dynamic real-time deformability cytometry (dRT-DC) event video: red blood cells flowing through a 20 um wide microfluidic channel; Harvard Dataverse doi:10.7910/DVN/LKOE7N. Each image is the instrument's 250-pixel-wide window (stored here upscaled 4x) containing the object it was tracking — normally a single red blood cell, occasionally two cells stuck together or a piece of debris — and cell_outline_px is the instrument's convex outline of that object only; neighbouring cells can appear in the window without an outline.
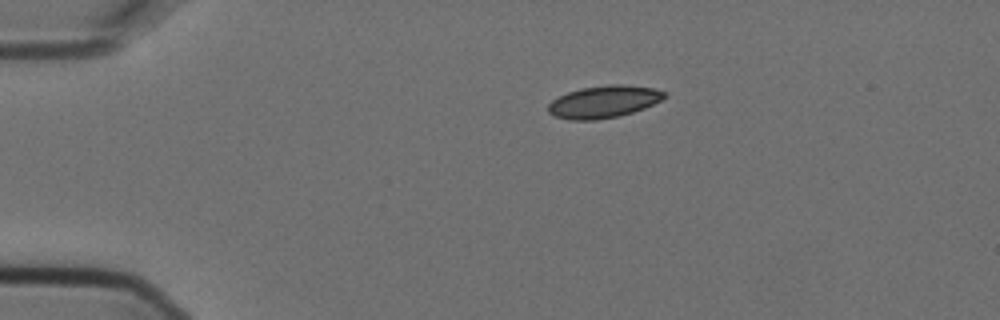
{"species": "Egyptian fruit bat (a non-hibernating species)", "species_latin": "Rousettus aegyptiacus", "temperature_condition": "cold", "stored_images_in_passage": 7, "camera_frame_rate_fps": 3000, "um_per_image_px": 0.085, "animal": {"sex": "female"}, "frame": {"image": 1, "passage_image": 1, "time_ms": 0.0, "image_size_px": [1000, 320], "cell_outline_px": [[668, 96], [644, 108], [632, 112], [616, 116], [596, 120], [568, 120], [556, 116], [548, 112], [548, 104], [552, 100], [568, 92], [580, 88], [608, 84], [624, 84], [652, 88], [668, 92]], "centroid_in_image_um": [51.32, 8.64], "position_along_channel_um": 33.7, "area_um2": 21.79}}
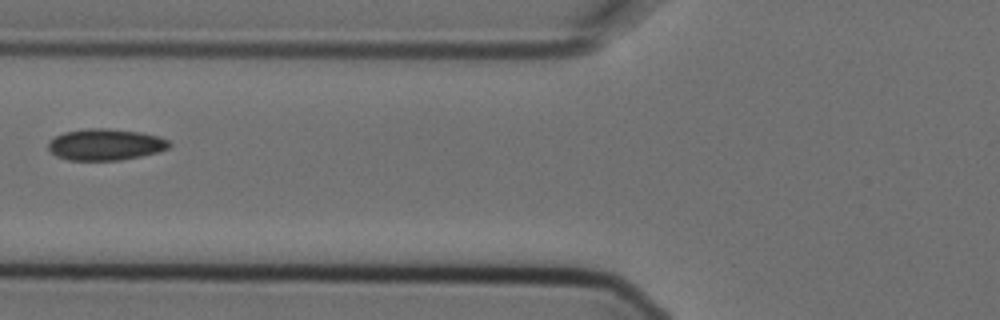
{"frame": {"image": 2, "passage_image": 4, "time_ms": 1.0, "image_size_px": [1000, 320], "cell_outline_px": [[172, 144], [168, 148], [156, 152], [140, 156], [120, 160], [68, 160], [56, 156], [48, 148], [48, 140], [64, 132], [88, 128], [108, 128], [140, 132], [160, 136], [168, 140]], "centroid_in_image_um": [8.95, 12.28], "position_along_channel_um": 116.8, "area_um2": 22.2}}
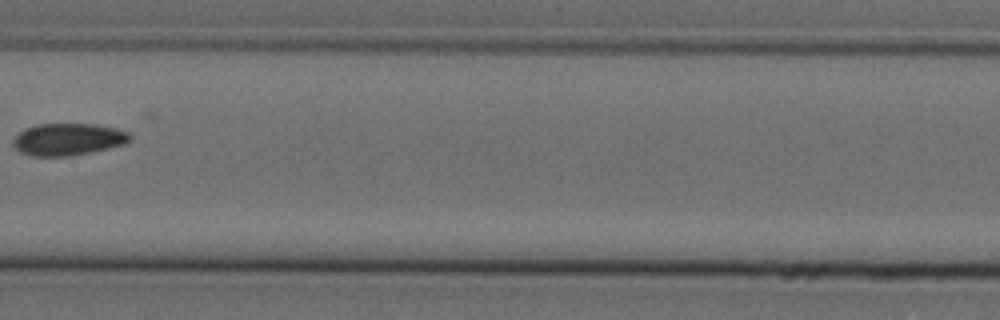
{"frame": {"image": 3, "passage_image": 6, "time_ms": 1.667, "image_size_px": [1000, 320], "cell_outline_px": [[132, 140], [124, 144], [92, 152], [72, 156], [28, 156], [20, 152], [12, 144], [12, 140], [24, 128], [36, 124], [92, 124], [116, 128], [128, 132], [132, 136]], "centroid_in_image_um": [5.78, 11.85], "position_along_channel_um": 201.6, "area_um2": 22.02}}